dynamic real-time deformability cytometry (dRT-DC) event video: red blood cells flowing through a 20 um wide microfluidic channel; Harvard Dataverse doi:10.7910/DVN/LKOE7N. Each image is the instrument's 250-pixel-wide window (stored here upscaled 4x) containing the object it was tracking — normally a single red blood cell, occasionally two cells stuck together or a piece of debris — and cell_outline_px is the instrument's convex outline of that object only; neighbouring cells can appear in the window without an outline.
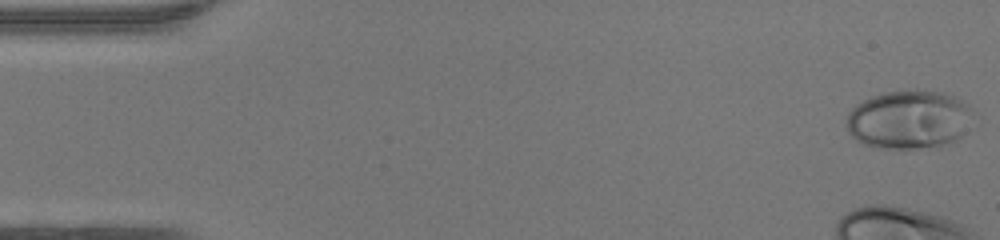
{"species": "human", "species_latin": "Homo sapiens", "temperature_condition": "warm", "stored_images_in_passage": 38, "camera_frame_rate_fps": 3000, "um_per_image_px": 0.085, "donor": {"sex": "female"}, "frame": {"image": 1, "passage_image": 1, "time_ms": 0.0, "image_size_px": [1000, 240], "cell_outline_px": [[972, 108], [960, 136], [956, 140], [940, 148], [876, 148], [864, 144], [856, 140], [848, 132], [848, 112], [856, 104], [872, 96], [884, 92], [916, 88], [944, 92], [968, 104]], "centroid_in_image_um": [77.22, 10.15], "position_along_channel_um": 7.8, "area_um2": 43.35}}